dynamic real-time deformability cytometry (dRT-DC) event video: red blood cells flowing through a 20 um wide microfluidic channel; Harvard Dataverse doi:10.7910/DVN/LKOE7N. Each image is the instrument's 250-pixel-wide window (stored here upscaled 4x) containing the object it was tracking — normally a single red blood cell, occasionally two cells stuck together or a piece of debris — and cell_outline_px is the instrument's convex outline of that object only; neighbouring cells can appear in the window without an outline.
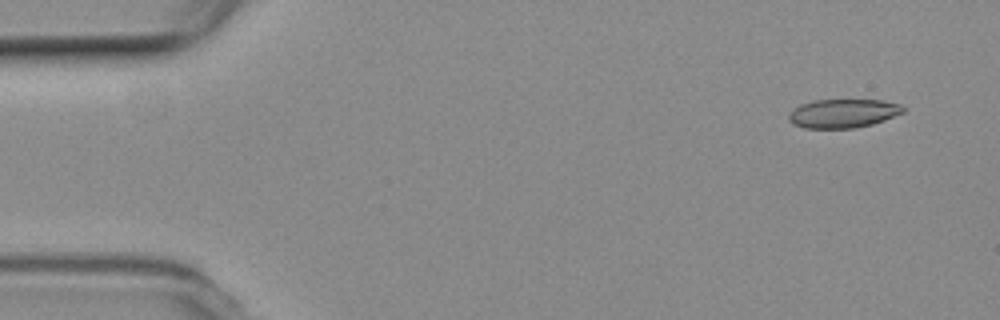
{"species": "common noctule bat (a hibernating species)", "species_latin": "Nyctalus noctula", "temperature_condition": "room temperature", "stored_images_in_passage": 5, "camera_frame_rate_fps": 3000, "um_per_image_px": 0.085, "animal": {"sex": "female", "body_mass_g": 19.3, "forearm_length_mm": 54.1}, "frame": {"image": 1, "passage_image": 1, "time_ms": 0.0, "image_size_px": [1000, 320], "cell_outline_px": [[904, 112], [884, 120], [872, 124], [856, 128], [804, 128], [792, 124], [788, 120], [788, 116], [800, 104], [816, 100], [880, 100], [900, 104], [904, 108]], "centroid_in_image_um": [71.66, 9.64], "position_along_channel_um": 13.3, "area_um2": 19.07}}
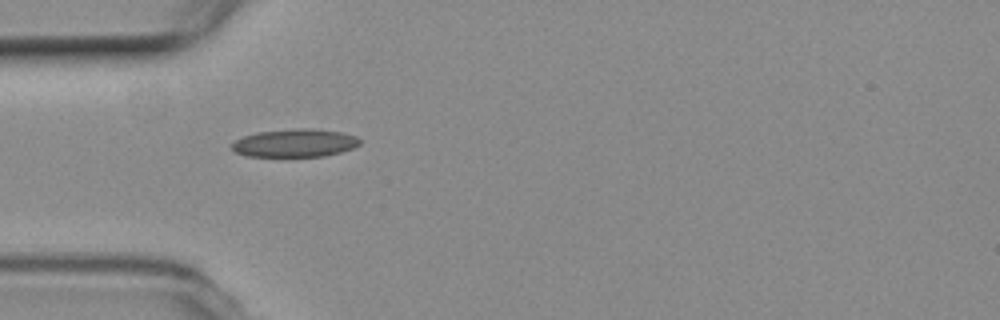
{"frame": {"image": 2, "passage_image": 4, "time_ms": 4.333, "image_size_px": [1000, 320], "cell_outline_px": [[360, 144], [352, 148], [340, 152], [324, 156], [248, 156], [236, 152], [232, 148], [232, 144], [236, 140], [244, 136], [256, 132], [296, 128], [312, 128], [340, 132], [356, 136], [360, 140]], "centroid_in_image_um": [25.07, 12.15], "position_along_channel_um": 59.9, "area_um2": 20.75}}
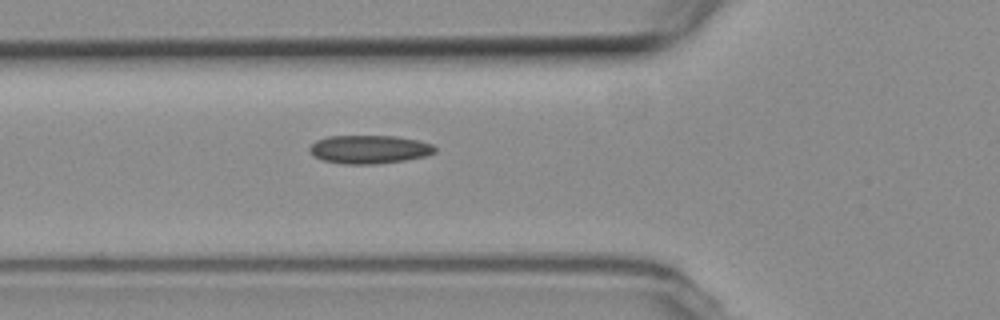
{"frame": {"image": 3, "passage_image": 5, "time_ms": 5.333, "image_size_px": [1000, 320], "cell_outline_px": [[436, 152], [424, 156], [404, 160], [376, 164], [344, 164], [324, 160], [312, 156], [308, 152], [308, 148], [316, 140], [328, 136], [396, 136], [420, 140], [432, 144], [436, 148]], "centroid_in_image_um": [31.37, 12.69], "position_along_channel_um": 94.4, "area_um2": 20.87}}